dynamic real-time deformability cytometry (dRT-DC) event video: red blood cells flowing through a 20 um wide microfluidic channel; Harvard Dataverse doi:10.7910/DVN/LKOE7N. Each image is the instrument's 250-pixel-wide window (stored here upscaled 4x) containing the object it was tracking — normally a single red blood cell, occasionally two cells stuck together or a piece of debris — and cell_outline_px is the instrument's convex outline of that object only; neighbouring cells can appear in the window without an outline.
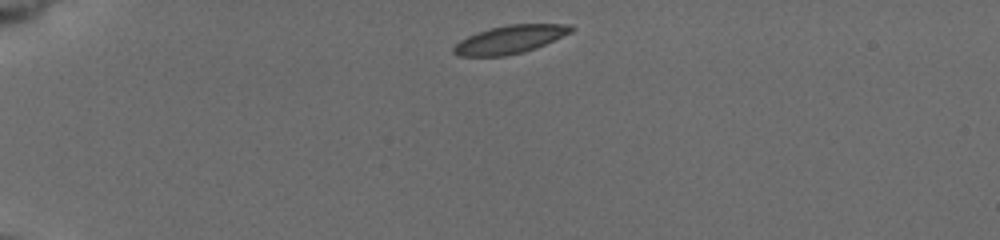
{"species": "common noctule bat (a hibernating species)", "species_latin": "Nyctalus noctula", "temperature_condition": "cold", "stored_images_in_passage": 25, "camera_frame_rate_fps": 3000, "um_per_image_px": 0.085, "animal": {"sex": "female", "body_mass_g": 19.5, "forearm_length_mm": 54.1}, "frame": {"image": 1, "passage_image": 1, "time_ms": 0.0, "image_size_px": [1000, 240], "cell_outline_px": [[576, 28], [572, 32], [536, 48], [524, 52], [504, 56], [460, 56], [452, 52], [452, 48], [460, 40], [468, 36], [492, 28], [508, 24], [572, 24]], "centroid_in_image_um": [43.39, 3.35], "position_along_channel_um": 41.6, "area_um2": 19.19}}
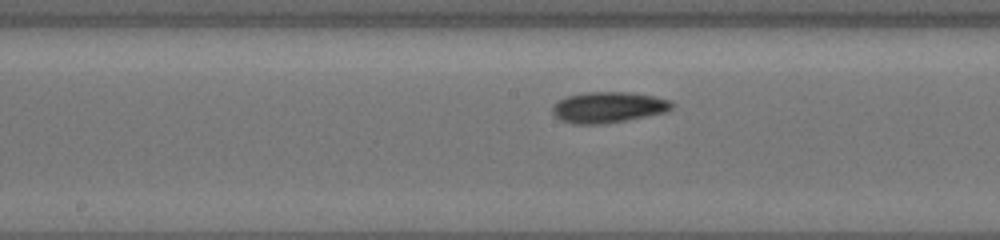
{"frame": {"image": 2, "passage_image": 15, "time_ms": 5.667, "image_size_px": [1000, 240], "cell_outline_px": [[676, 104], [668, 112], [628, 120], [604, 124], [572, 124], [560, 120], [552, 112], [552, 104], [568, 96], [584, 92], [632, 92], [656, 96], [672, 100]], "centroid_in_image_um": [51.76, 9.12], "position_along_channel_um": 196.4, "area_um2": 21.96}}
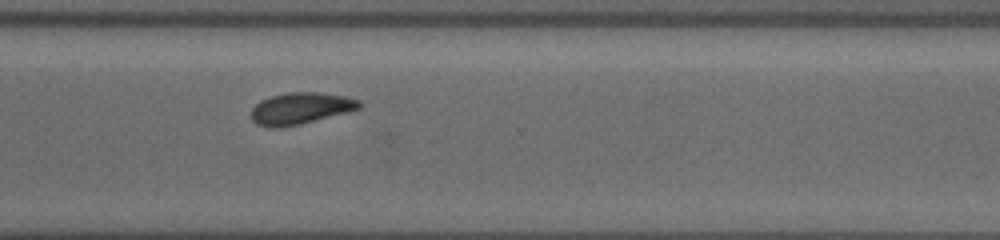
{"frame": {"image": 3, "passage_image": 25, "time_ms": 9.667, "image_size_px": [1000, 240], "cell_outline_px": [[360, 108], [348, 112], [300, 124], [280, 128], [268, 128], [256, 124], [252, 120], [252, 108], [260, 100], [272, 96], [288, 92], [320, 92], [344, 96], [360, 100]], "centroid_in_image_um": [25.52, 9.22], "position_along_channel_um": 345.1, "area_um2": 19.94}}